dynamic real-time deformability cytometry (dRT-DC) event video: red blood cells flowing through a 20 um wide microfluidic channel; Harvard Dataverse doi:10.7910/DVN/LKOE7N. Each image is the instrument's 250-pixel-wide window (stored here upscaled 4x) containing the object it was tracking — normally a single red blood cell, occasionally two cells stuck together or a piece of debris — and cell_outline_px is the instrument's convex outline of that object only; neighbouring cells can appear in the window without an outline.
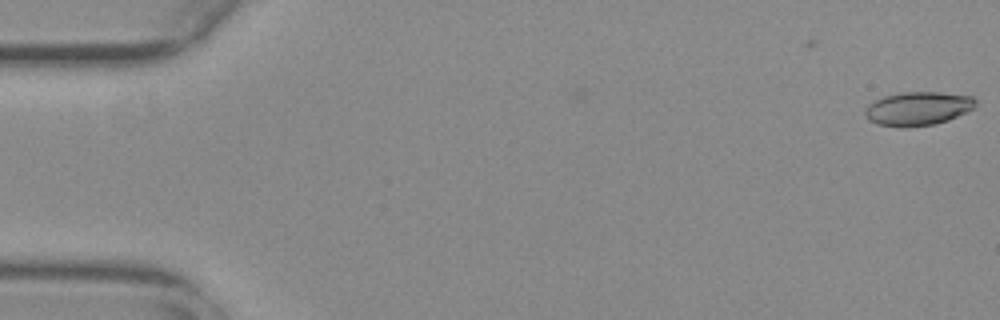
{"species": "common noctule bat (a hibernating species)", "species_latin": "Nyctalus noctula", "temperature_condition": "warm", "stored_images_in_passage": 17, "camera_frame_rate_fps": 3000, "um_per_image_px": 0.085, "animal": {"sex": "female", "body_mass_g": 29.2, "forearm_length_mm": 56.3}, "frame": {"image": 1, "passage_image": 1, "time_ms": 0.0, "image_size_px": [1000, 320], "cell_outline_px": [[976, 104], [972, 108], [948, 120], [936, 124], [908, 128], [900, 128], [876, 124], [868, 120], [864, 112], [868, 104], [884, 96], [900, 92], [940, 92], [972, 96], [976, 100]], "centroid_in_image_um": [77.98, 9.24], "position_along_channel_um": 7.0, "area_um2": 21.85}}
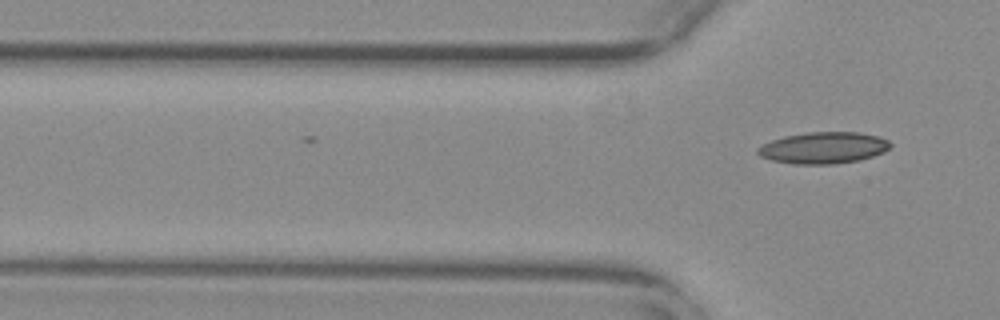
{"frame": {"image": 2, "passage_image": 17, "time_ms": 5.333, "image_size_px": [1000, 320], "cell_outline_px": [[892, 144], [884, 152], [860, 160], [832, 164], [792, 164], [772, 160], [760, 156], [756, 152], [756, 148], [772, 140], [784, 136], [808, 132], [860, 132], [876, 136], [888, 140]], "centroid_in_image_um": [69.98, 12.56], "position_along_channel_um": 55.8, "area_um2": 24.33}}